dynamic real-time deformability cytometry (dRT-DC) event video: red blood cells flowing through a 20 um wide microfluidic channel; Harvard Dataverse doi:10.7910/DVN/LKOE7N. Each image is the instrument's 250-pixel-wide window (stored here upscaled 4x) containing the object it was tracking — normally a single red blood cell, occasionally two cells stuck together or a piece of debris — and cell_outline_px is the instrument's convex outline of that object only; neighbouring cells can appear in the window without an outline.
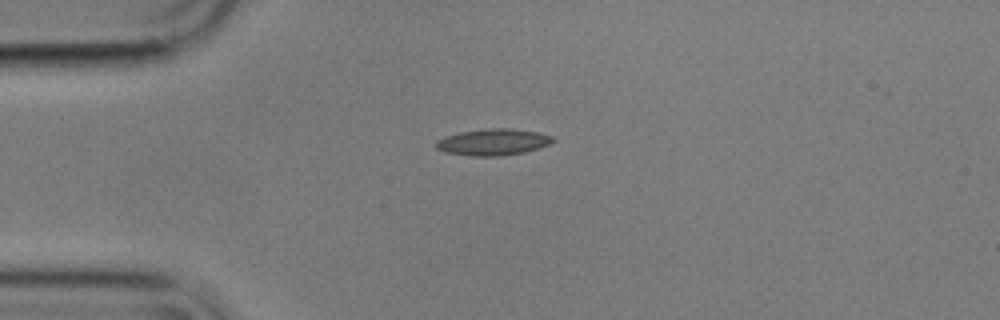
{"species": "common noctule bat (a hibernating species)", "species_latin": "Nyctalus noctula", "temperature_condition": "cold", "stored_images_in_passage": 43, "camera_frame_rate_fps": 3000, "um_per_image_px": 0.085, "animal": {"sex": "male", "body_mass_g": 17.9}, "frame": {"image": 1, "passage_image": 1, "time_ms": 0.0, "image_size_px": [1000, 320], "cell_outline_px": [[556, 140], [548, 144], [524, 152], [500, 156], [472, 156], [444, 152], [436, 148], [436, 140], [444, 136], [460, 132], [488, 128], [512, 128], [536, 132], [552, 136]], "centroid_in_image_um": [41.87, 12.07], "position_along_channel_um": 43.1, "area_um2": 17.98}}
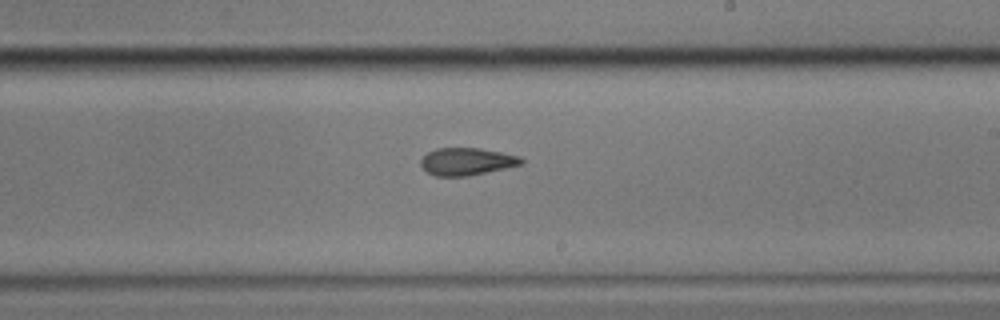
{"frame": {"image": 2, "passage_image": 20, "time_ms": 6.333, "image_size_px": [1000, 320], "cell_outline_px": [[524, 164], [468, 176], [436, 176], [428, 172], [420, 164], [420, 160], [428, 152], [436, 148], [480, 148], [520, 156], [524, 160]], "centroid_in_image_um": [39.69, 13.72], "position_along_channel_um": 249.3, "area_um2": 16.01}}
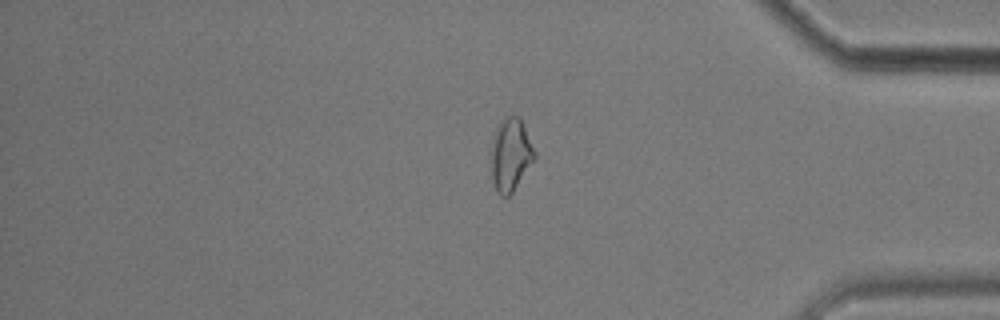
{"frame": {"image": 3, "passage_image": 34, "time_ms": 11.0, "image_size_px": [1000, 320], "cell_outline_px": [[536, 156], [512, 192], [508, 196], [500, 196], [496, 192], [492, 180], [492, 140], [496, 128], [500, 120], [508, 116], [516, 116], [520, 120], [536, 152]], "centroid_in_image_um": [43.38, 13.16], "position_along_channel_um": 391.8, "area_um2": 17.98}, "authors_computed_cell_mechanics": {"area_um2": 17.1666, "velocity_mm_per_s": 3.5676, "shape_relaxation_time_tau1_ms": null, "shape_relaxation_time_tau2_ms": 3.5804, "deformation_change_tau1": null, "deformation_change_tau2": 0.0932}}